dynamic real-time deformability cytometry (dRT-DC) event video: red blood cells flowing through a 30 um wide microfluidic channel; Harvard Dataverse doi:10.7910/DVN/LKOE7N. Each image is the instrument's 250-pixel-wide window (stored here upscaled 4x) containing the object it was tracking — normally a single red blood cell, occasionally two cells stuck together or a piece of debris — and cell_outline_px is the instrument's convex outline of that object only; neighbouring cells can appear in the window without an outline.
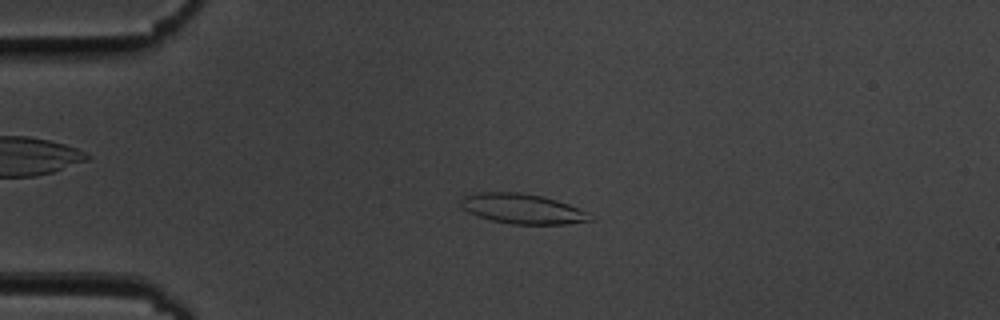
{"species": "common noctule bat (a hibernating species)", "species_latin": "Nyctalus noctula", "temperature_condition": "cold", "stored_images_in_passage": 55, "camera_frame_rate_fps": 3000, "um_per_image_px": 0.085, "animal": {"sex": "male", "body_mass_g": 19.5, "forearm_length_mm": 54.6}, "frame": {"image": 1, "passage_image": 13, "time_ms": 4.0, "image_size_px": [1000, 320], "cell_outline_px": [[596, 220], [568, 224], [512, 224], [492, 220], [476, 216], [460, 208], [460, 200], [464, 196], [476, 192], [520, 192], [544, 196], [568, 204], [596, 216]], "centroid_in_image_um": [44.42, 17.75], "position_along_channel_um": 40.6, "area_um2": 22.95}}
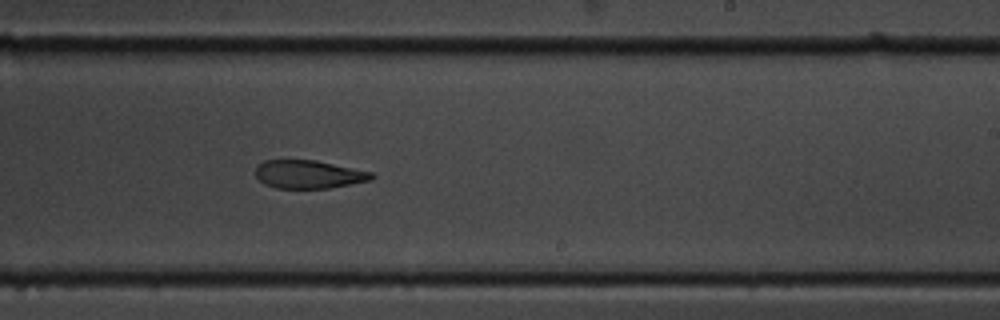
{"frame": {"image": 2, "passage_image": 34, "time_ms": 11.0, "image_size_px": [1000, 320], "cell_outline_px": [[376, 176], [372, 180], [332, 188], [276, 188], [264, 184], [256, 176], [256, 164], [264, 160], [316, 160], [372, 172]], "centroid_in_image_um": [26.25, 14.82], "position_along_channel_um": 262.8, "area_um2": 19.25}}
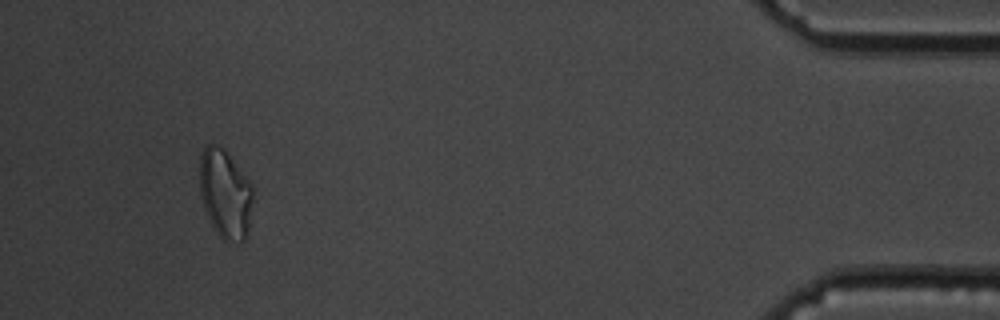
{"frame": {"image": 3, "passage_image": 52, "time_ms": 17.0, "image_size_px": [1000, 320], "cell_outline_px": [[252, 200], [248, 228], [244, 240], [224, 240], [216, 232], [204, 208], [200, 192], [200, 156], [204, 148], [208, 144], [216, 144], [224, 148], [252, 184]], "centroid_in_image_um": [19.13, 16.42], "position_along_channel_um": 416.1, "area_um2": 27.17}, "authors_computed_cell_mechanics": {"area_um2": 21.8484, "velocity_mm_per_s": 3.6097, "shape_relaxation_time_tau1_ms": 6.4379, "shape_relaxation_time_tau2_ms": 8.6922, "deformation_change_tau1": 0.183, "deformation_change_tau2": 0.1803}}